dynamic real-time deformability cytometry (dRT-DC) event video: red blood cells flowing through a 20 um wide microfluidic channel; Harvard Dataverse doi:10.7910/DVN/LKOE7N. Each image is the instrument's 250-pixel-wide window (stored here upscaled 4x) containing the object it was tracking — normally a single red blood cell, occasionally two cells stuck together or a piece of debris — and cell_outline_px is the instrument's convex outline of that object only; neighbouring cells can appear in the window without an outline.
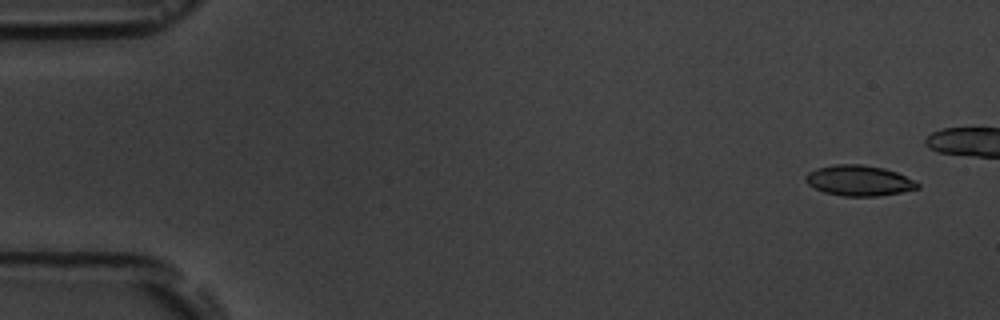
{"species": "common noctule bat (a hibernating species)", "species_latin": "Nyctalus noctula", "temperature_condition": "room temperature", "stored_images_in_passage": 7, "camera_frame_rate_fps": 3000, "um_per_image_px": 0.085, "animal": {"sex": "male", "body_mass_g": 19.5, "forearm_length_mm": 54.6}, "frame": {"image": 1, "passage_image": 1, "time_ms": 0.0, "image_size_px": [1000, 320], "cell_outline_px": [[920, 188], [900, 192], [876, 196], [844, 196], [824, 192], [808, 184], [804, 180], [804, 176], [808, 172], [816, 168], [836, 164], [860, 164], [884, 168], [896, 172], [916, 180], [920, 184]], "centroid_in_image_um": [73.02, 15.34], "position_along_channel_um": 12.0, "area_um2": 19.94}}